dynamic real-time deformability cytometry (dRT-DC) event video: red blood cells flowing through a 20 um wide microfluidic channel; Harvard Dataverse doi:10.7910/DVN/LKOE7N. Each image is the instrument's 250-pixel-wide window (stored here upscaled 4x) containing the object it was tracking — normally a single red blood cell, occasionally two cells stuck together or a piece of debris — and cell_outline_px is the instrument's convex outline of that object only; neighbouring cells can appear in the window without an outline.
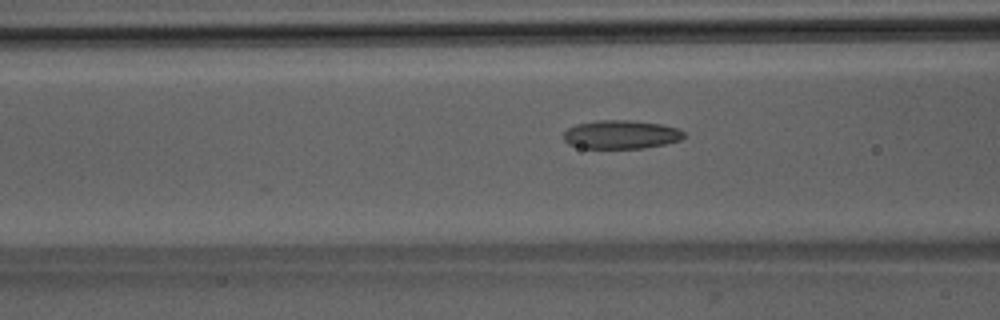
{"species": "Egyptian fruit bat (a non-hibernating species)", "species_latin": "Rousettus aegyptiacus", "temperature_condition": "room temperature", "stored_images_in_passage": 35, "camera_frame_rate_fps": 3000, "um_per_image_px": 0.085, "animal": {"sex": "male"}, "frame": {"image": 1, "passage_image": 4, "time_ms": 1.0, "image_size_px": [1000, 320], "cell_outline_px": [[684, 136], [680, 140], [664, 144], [644, 148], [580, 148], [568, 144], [564, 140], [564, 132], [568, 128], [576, 124], [596, 120], [632, 120], [660, 124], [680, 128], [684, 132]], "centroid_in_image_um": [52.78, 11.43], "position_along_channel_um": 113.8, "area_um2": 20.17}}
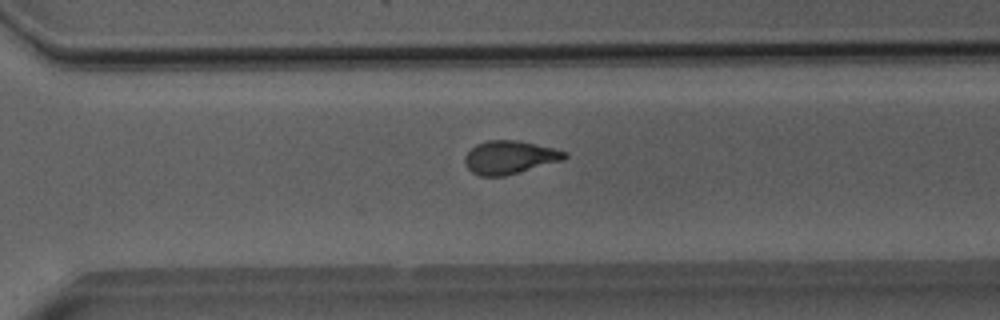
{"frame": {"image": 2, "passage_image": 20, "time_ms": 6.333, "image_size_px": [1000, 320], "cell_outline_px": [[568, 156], [564, 160], [504, 176], [480, 176], [472, 172], [464, 164], [464, 156], [476, 144], [488, 140], [520, 140], [556, 148], [568, 152]], "centroid_in_image_um": [43.35, 13.36], "position_along_channel_um": 327.3, "area_um2": 19.54}}
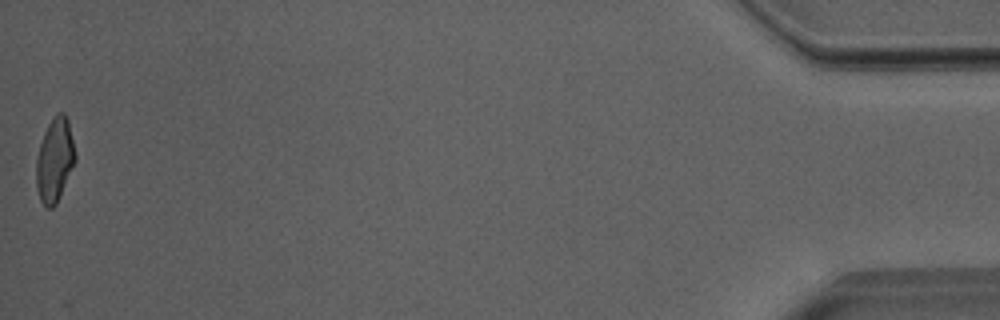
{"frame": {"image": 3, "passage_image": 35, "time_ms": 11.333, "image_size_px": [1000, 320], "cell_outline_px": [[76, 160], [60, 196], [56, 204], [52, 208], [48, 208], [40, 200], [36, 188], [36, 156], [44, 132], [52, 116], [56, 112], [64, 112], [68, 120], [76, 156]], "centroid_in_image_um": [4.64, 13.58], "position_along_channel_um": 430.6, "area_um2": 19.13}, "authors_computed_cell_mechanics": {"area_um2": 19.5364, "velocity_mm_per_s": 4.0025, "shape_relaxation_time_tau1_ms": 8.0462, "shape_relaxation_time_tau2_ms": 1.5477, "deformation_change_tau1": 0.2057, "deformation_change_tau2": 0.0844}}